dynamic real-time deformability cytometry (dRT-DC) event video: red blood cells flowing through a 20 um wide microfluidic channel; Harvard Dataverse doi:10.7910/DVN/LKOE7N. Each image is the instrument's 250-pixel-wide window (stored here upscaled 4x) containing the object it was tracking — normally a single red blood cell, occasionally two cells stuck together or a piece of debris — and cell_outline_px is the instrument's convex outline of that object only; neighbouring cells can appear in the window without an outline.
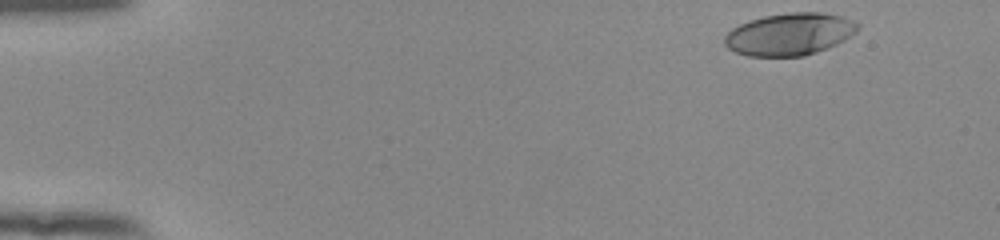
{"species": "human", "species_latin": "Homo sapiens", "temperature_condition": "room temperature", "stored_images_in_passage": 49, "camera_frame_rate_fps": 3000, "um_per_image_px": 0.085, "donor": {"sex": "female"}, "frame": {"image": 1, "passage_image": 1, "time_ms": 0.0, "image_size_px": [1000, 240], "cell_outline_px": [[860, 28], [856, 32], [844, 40], [828, 48], [804, 56], [748, 56], [736, 52], [728, 48], [724, 44], [724, 36], [732, 28], [740, 24], [764, 16], [788, 12], [820, 12], [844, 16], [860, 24]], "centroid_in_image_um": [67.14, 2.9], "position_along_channel_um": 17.9, "area_um2": 32.89}}
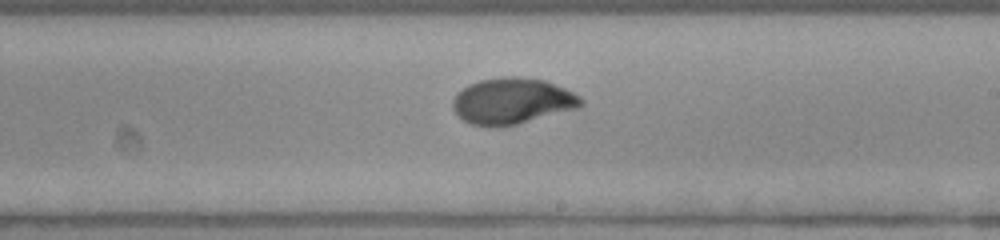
{"frame": {"image": 2, "passage_image": 28, "time_ms": 9.0, "image_size_px": [1000, 240], "cell_outline_px": [[584, 104], [576, 108], [516, 124], [496, 128], [472, 124], [464, 120], [452, 108], [452, 100], [456, 92], [468, 84], [480, 80], [504, 76], [516, 76], [544, 80], [564, 88], [580, 96], [584, 100]], "centroid_in_image_um": [43.5, 8.58], "position_along_channel_um": 245.5, "area_um2": 34.39}}
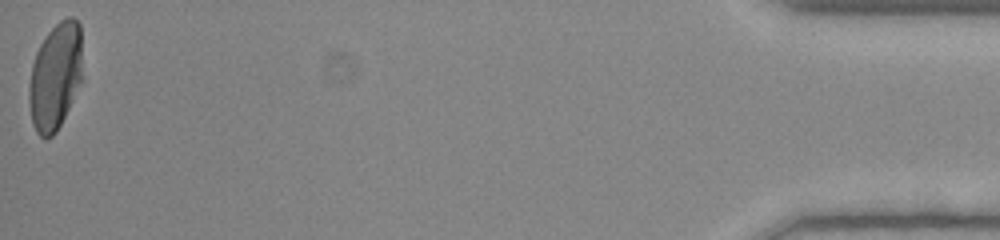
{"frame": {"image": 3, "passage_image": 49, "time_ms": 16.0, "image_size_px": [1000, 240], "cell_outline_px": [[84, 80], [56, 132], [52, 136], [44, 140], [36, 132], [32, 124], [28, 100], [28, 88], [32, 64], [36, 52], [44, 36], [60, 20], [68, 16], [72, 16], [80, 24]], "centroid_in_image_um": [4.73, 6.49], "position_along_channel_um": 430.5, "area_um2": 34.28}, "authors_computed_cell_mechanics": {"area_um2": 33.4084, "velocity_mm_per_s": 3.906, "shape_relaxation_time_tau1_ms": 4.3132, "shape_relaxation_time_tau2_ms": null, "deformation_change_tau1": 0.2304, "deformation_change_tau2": null}}